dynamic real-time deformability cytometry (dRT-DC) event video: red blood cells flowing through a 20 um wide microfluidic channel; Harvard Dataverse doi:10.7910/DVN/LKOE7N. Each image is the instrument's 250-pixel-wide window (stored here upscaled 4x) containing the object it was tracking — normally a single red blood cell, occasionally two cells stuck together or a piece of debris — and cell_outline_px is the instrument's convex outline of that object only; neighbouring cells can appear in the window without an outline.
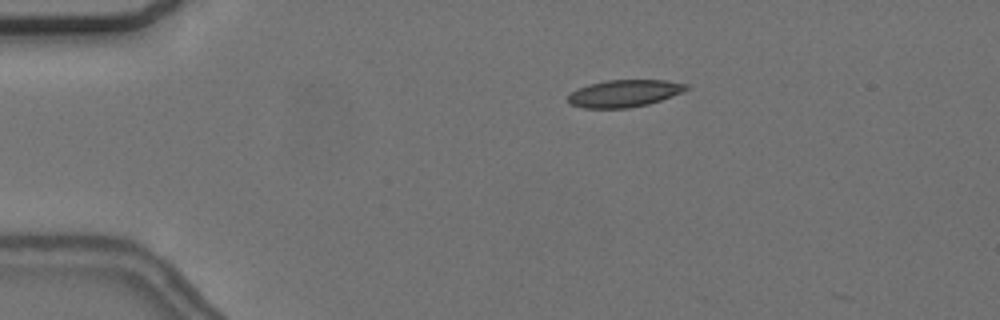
{"species": "common noctule bat (a hibernating species)", "species_latin": "Nyctalus noctula", "temperature_condition": "cold", "stored_images_in_passage": 6, "camera_frame_rate_fps": 3000, "um_per_image_px": 0.085, "animal": {"sex": "female", "body_mass_g": 24.6, "forearm_length_mm": 56.2}, "frame": {"image": 1, "passage_image": 4, "time_ms": 3.667, "image_size_px": [1000, 320], "cell_outline_px": [[688, 88], [672, 96], [648, 104], [628, 108], [584, 108], [572, 104], [568, 100], [568, 96], [572, 92], [588, 84], [608, 80], [664, 80], [688, 84]], "centroid_in_image_um": [53.06, 7.93], "position_along_channel_um": 31.9, "area_um2": 18.44}}